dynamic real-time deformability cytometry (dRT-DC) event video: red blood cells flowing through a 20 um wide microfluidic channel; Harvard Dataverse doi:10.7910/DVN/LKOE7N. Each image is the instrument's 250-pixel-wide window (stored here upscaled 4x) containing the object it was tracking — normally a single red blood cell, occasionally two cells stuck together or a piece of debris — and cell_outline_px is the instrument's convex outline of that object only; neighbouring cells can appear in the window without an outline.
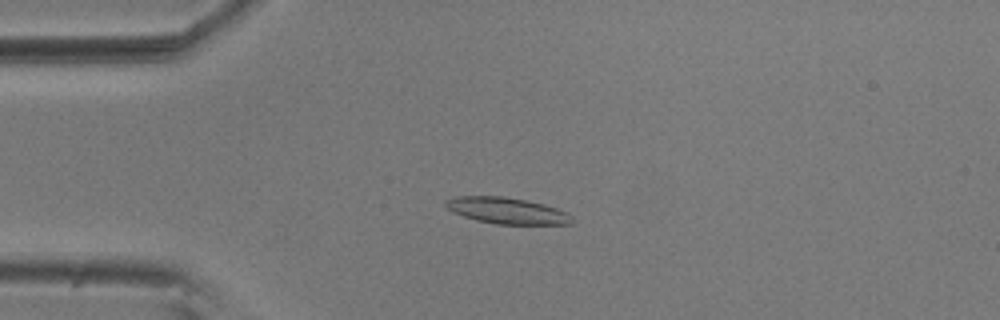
{"species": "common noctule bat (a hibernating species)", "species_latin": "Nyctalus noctula", "temperature_condition": "room temperature", "stored_images_in_passage": 55, "camera_frame_rate_fps": 3000, "um_per_image_px": 0.085, "animal": {"sex": "male", "body_mass_g": 20.5, "forearm_length_mm": 52.5}, "frame": {"image": 1, "passage_image": 13, "time_ms": 4.0, "image_size_px": [1000, 320], "cell_outline_px": [[572, 224], [496, 224], [476, 220], [452, 212], [444, 204], [444, 200], [456, 196], [504, 196], [544, 204], [568, 212], [572, 216]], "centroid_in_image_um": [43.08, 17.9], "position_along_channel_um": 41.9, "area_um2": 19.36}}
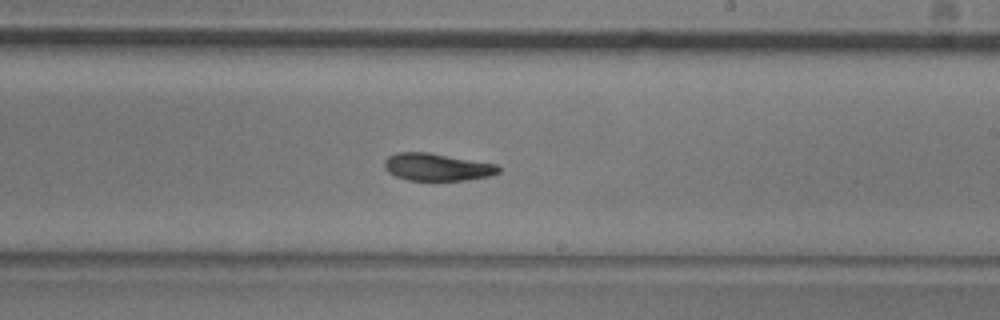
{"frame": {"image": 2, "passage_image": 32, "time_ms": 10.333, "image_size_px": [1000, 320], "cell_outline_px": [[500, 172], [488, 176], [464, 180], [408, 180], [396, 176], [388, 172], [384, 168], [384, 160], [388, 156], [396, 152], [428, 152], [496, 164], [500, 168]], "centroid_in_image_um": [37.11, 14.19], "position_along_channel_um": 251.9, "area_um2": 18.15}}
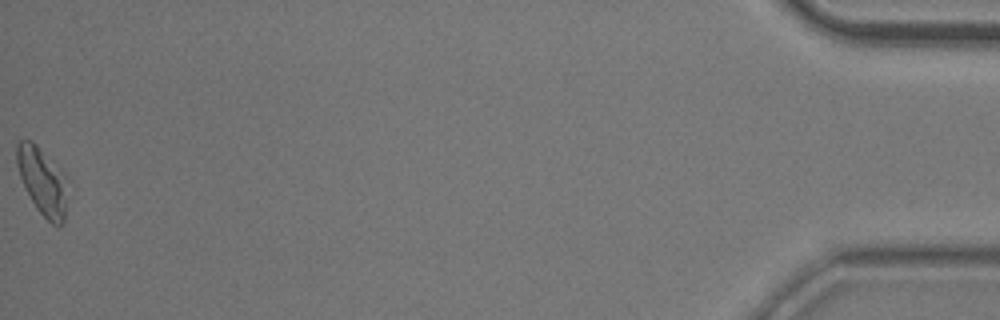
{"frame": {"image": 3, "passage_image": 55, "time_ms": 18.0, "image_size_px": [1000, 320], "cell_outline_px": [[68, 180], [64, 220], [60, 224], [52, 224], [36, 208], [20, 176], [16, 164], [16, 144], [20, 140], [32, 140], [64, 172]], "centroid_in_image_um": [3.62, 15.36], "position_along_channel_um": 431.6, "area_um2": 19.83}, "authors_computed_cell_mechanics": {"area_um2": 18.8428, "velocity_mm_per_s": 3.6548, "shape_relaxation_time_tau1_ms": 5.572, "shape_relaxation_time_tau2_ms": 2.6805, "deformation_change_tau1": 0.1502, "deformation_change_tau2": 0.0903}}